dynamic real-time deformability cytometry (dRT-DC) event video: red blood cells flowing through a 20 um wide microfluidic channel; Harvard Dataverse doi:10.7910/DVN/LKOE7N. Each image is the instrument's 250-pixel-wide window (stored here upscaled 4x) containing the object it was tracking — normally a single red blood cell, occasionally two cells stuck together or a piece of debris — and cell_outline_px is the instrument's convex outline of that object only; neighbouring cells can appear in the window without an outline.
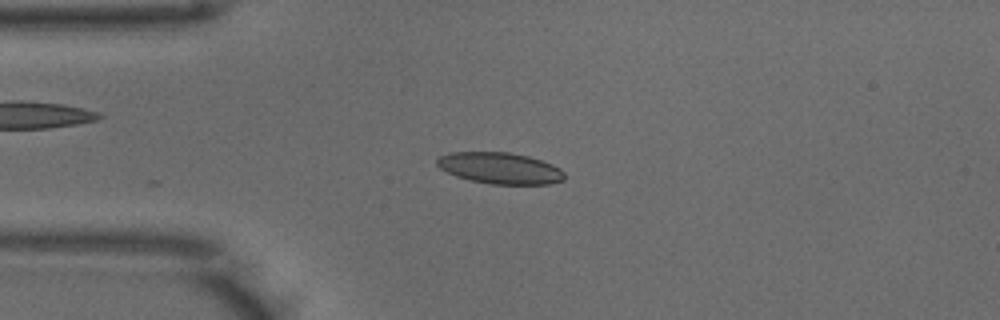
{"species": "common noctule bat (a hibernating species)", "species_latin": "Nyctalus noctula", "temperature_condition": "warm", "stored_images_in_passage": 12, "camera_frame_rate_fps": 3000, "um_per_image_px": 0.085, "animal": {"sex": "male", "body_mass_g": 18.8}, "frame": {"image": 1, "passage_image": 1, "time_ms": 0.0, "image_size_px": [1000, 320], "cell_outline_px": [[564, 180], [548, 184], [492, 184], [472, 180], [456, 176], [440, 168], [436, 164], [436, 160], [440, 156], [448, 152], [508, 152], [528, 156], [552, 164], [560, 168], [564, 172]], "centroid_in_image_um": [42.5, 14.29], "position_along_channel_um": 42.5, "area_um2": 23.18}}
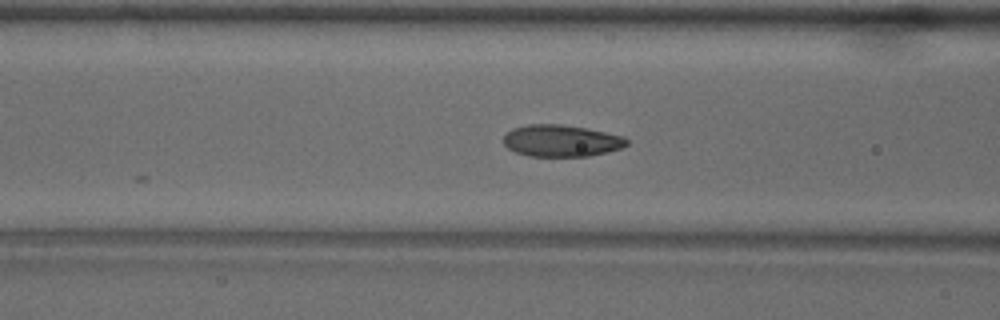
{"frame": {"image": 2, "passage_image": 8, "time_ms": 2.333, "image_size_px": [1000, 320], "cell_outline_px": [[628, 144], [620, 148], [608, 152], [588, 156], [532, 156], [516, 152], [508, 148], [504, 144], [504, 136], [512, 128], [528, 124], [560, 124], [584, 128], [624, 136], [628, 140]], "centroid_in_image_um": [47.71, 11.96], "position_along_channel_um": 118.9, "area_um2": 22.66}}